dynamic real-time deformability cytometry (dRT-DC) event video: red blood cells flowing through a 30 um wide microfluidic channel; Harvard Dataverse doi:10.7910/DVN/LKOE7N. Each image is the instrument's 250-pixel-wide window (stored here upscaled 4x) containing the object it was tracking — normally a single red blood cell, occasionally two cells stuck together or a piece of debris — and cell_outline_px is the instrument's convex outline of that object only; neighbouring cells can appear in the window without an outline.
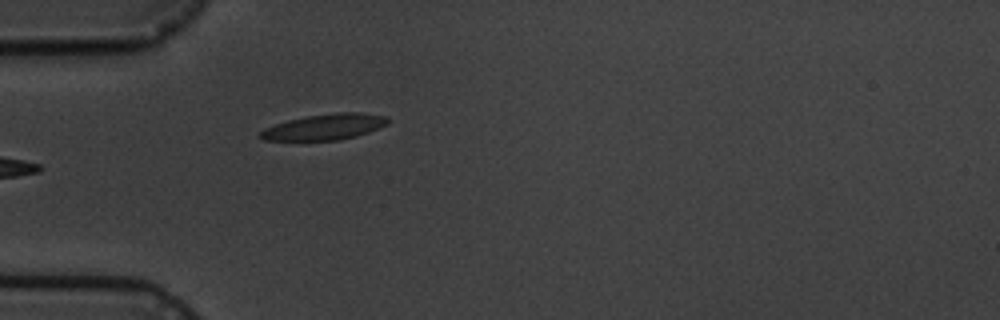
{"species": "common noctule bat (a hibernating species)", "species_latin": "Nyctalus noctula", "temperature_condition": "cold", "stored_images_in_passage": 7, "camera_frame_rate_fps": 3000, "um_per_image_px": 0.085, "animal": {"sex": "male", "body_mass_g": 19.5, "forearm_length_mm": 54.6}, "frame": {"image": 1, "passage_image": 7, "time_ms": 7.667, "image_size_px": [1000, 320], "cell_outline_px": [[388, 124], [368, 132], [356, 136], [340, 140], [264, 140], [256, 136], [264, 128], [288, 120], [308, 116], [336, 112], [360, 112], [388, 116]], "centroid_in_image_um": [27.6, 10.78], "position_along_channel_um": 57.4, "area_um2": 19.19}}